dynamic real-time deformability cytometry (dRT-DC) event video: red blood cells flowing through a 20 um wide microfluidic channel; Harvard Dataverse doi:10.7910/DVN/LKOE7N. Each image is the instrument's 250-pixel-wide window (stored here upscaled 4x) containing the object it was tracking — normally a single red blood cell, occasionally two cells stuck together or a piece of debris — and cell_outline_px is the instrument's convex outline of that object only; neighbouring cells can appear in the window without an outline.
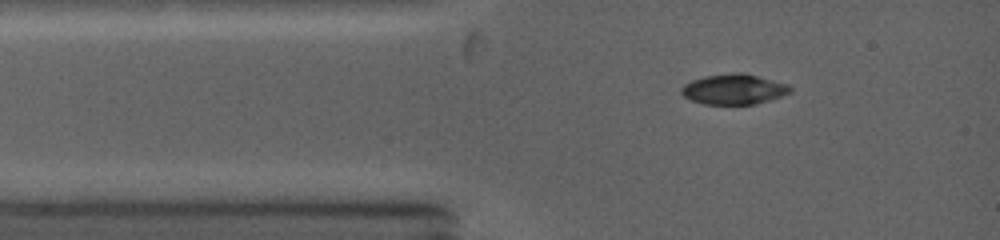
{"species": "common noctule bat (a hibernating species)", "species_latin": "Nyctalus noctula", "temperature_condition": "warm", "stored_images_in_passage": 4, "camera_frame_rate_fps": 5000, "um_per_image_px": 0.085, "animal": {"sex": "female", "body_mass_g": 19.0, "forearm_length_mm": 53.3}, "frame": {"image": 1, "passage_image": 1, "time_ms": 0.0, "image_size_px": [1000, 240], "cell_outline_px": [[792, 92], [756, 104], [704, 104], [692, 100], [684, 96], [680, 92], [680, 88], [684, 84], [692, 80], [708, 76], [756, 76], [788, 84], [792, 88]], "centroid_in_image_um": [62.36, 7.64], "position_along_channel_um": 22.6, "area_um2": 18.21}}
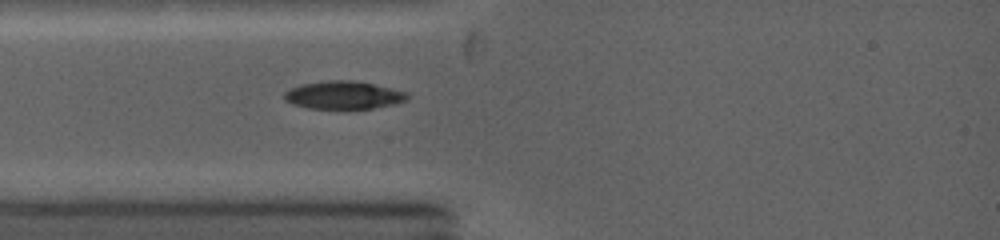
{"frame": {"image": 2, "passage_image": 4, "time_ms": 1.2, "image_size_px": [1000, 240], "cell_outline_px": [[408, 100], [392, 104], [372, 108], [344, 112], [308, 108], [292, 104], [284, 100], [284, 92], [292, 88], [304, 84], [332, 80], [348, 80], [372, 84], [404, 92], [408, 96]], "centroid_in_image_um": [29.15, 8.15], "position_along_channel_um": 55.9, "area_um2": 20.35}}